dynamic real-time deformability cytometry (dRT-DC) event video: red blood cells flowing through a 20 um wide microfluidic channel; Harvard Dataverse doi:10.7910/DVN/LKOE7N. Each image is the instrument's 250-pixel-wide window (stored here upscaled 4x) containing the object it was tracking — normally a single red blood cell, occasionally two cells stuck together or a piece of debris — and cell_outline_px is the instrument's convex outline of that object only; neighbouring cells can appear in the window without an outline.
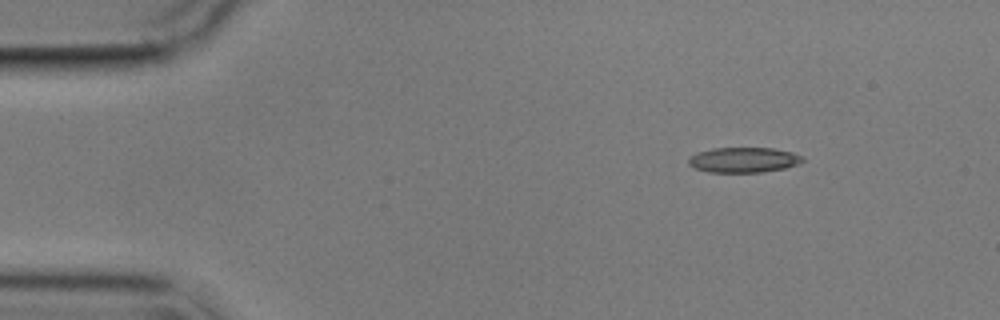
{"species": "common noctule bat (a hibernating species)", "species_latin": "Nyctalus noctula", "temperature_condition": "cold", "stored_images_in_passage": 4, "camera_frame_rate_fps": 3000, "um_per_image_px": 0.085, "animal": {"sex": "male", "body_mass_g": 17.9}, "frame": {"image": 1, "passage_image": 1, "time_ms": 0.0, "image_size_px": [1000, 320], "cell_outline_px": [[804, 160], [800, 164], [784, 168], [764, 172], [708, 172], [692, 168], [688, 164], [688, 160], [696, 152], [712, 148], [772, 148], [792, 152], [804, 156]], "centroid_in_image_um": [63.21, 13.59], "position_along_channel_um": 21.8, "area_um2": 16.94}}
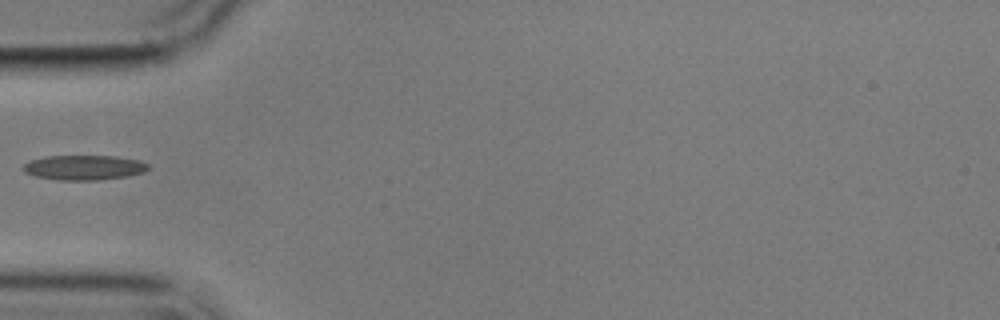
{"frame": {"image": 2, "passage_image": 4, "time_ms": 3.667, "image_size_px": [1000, 320], "cell_outline_px": [[148, 168], [144, 172], [128, 176], [96, 180], [60, 180], [36, 176], [24, 172], [24, 164], [28, 160], [48, 156], [116, 156], [140, 160], [148, 164]], "centroid_in_image_um": [7.15, 14.23], "position_along_channel_um": 77.9, "area_um2": 18.03}}